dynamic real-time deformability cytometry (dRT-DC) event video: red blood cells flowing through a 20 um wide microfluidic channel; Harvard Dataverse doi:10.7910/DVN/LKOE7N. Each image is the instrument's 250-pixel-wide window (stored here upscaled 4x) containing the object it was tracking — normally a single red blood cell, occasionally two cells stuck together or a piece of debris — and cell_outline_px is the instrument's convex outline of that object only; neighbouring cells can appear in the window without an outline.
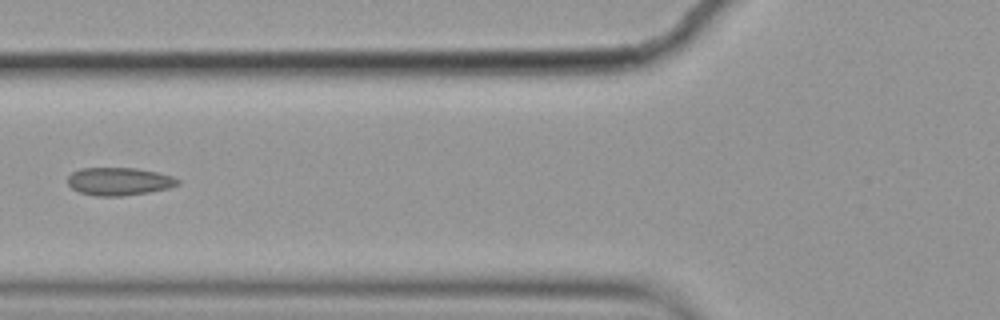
{"species": "common noctule bat (a hibernating species)", "species_latin": "Nyctalus noctula", "temperature_condition": "cold", "stored_images_in_passage": 12, "camera_frame_rate_fps": 3000, "um_per_image_px": 0.085, "animal": {"sex": "female", "body_mass_g": 19.9}, "frame": {"image": 1, "passage_image": 3, "time_ms": 0.667, "image_size_px": [1000, 320], "cell_outline_px": [[180, 184], [168, 188], [148, 192], [120, 196], [96, 196], [80, 192], [72, 188], [68, 184], [68, 176], [72, 172], [80, 168], [136, 168], [156, 172], [172, 176], [180, 180]], "centroid_in_image_um": [10.11, 15.41], "position_along_channel_um": 115.7, "area_um2": 17.8}}
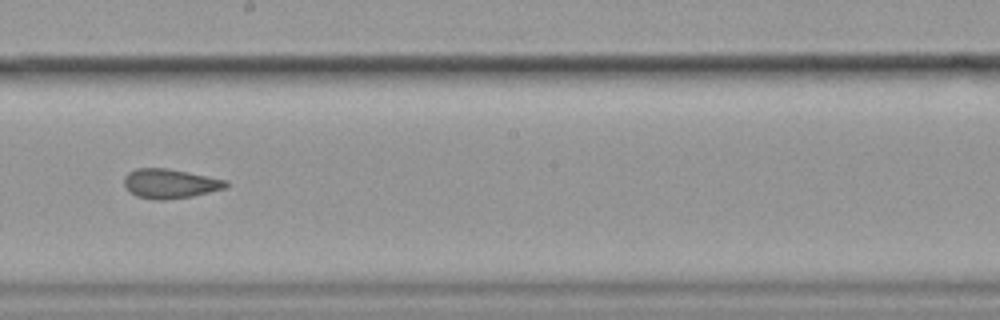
{"frame": {"image": 2, "passage_image": 6, "time_ms": 1.667, "image_size_px": [1000, 320], "cell_outline_px": [[228, 188], [192, 196], [164, 200], [152, 200], [136, 196], [128, 192], [124, 184], [124, 176], [128, 172], [136, 168], [168, 168], [228, 180]], "centroid_in_image_um": [14.44, 15.61], "position_along_channel_um": 233.8, "area_um2": 17.74}}
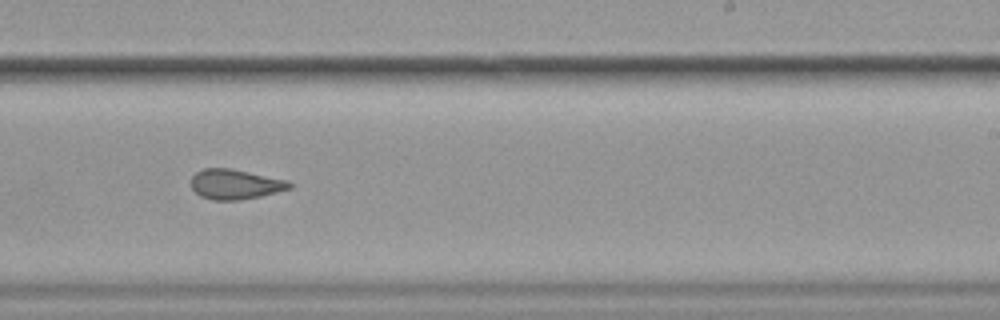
{"frame": {"image": 3, "passage_image": 7, "time_ms": 2.0, "image_size_px": [1000, 320], "cell_outline_px": [[292, 188], [260, 196], [240, 200], [212, 200], [200, 196], [192, 188], [192, 176], [196, 172], [204, 168], [232, 168], [288, 180], [292, 184]], "centroid_in_image_um": [20.0, 15.65], "position_along_channel_um": 269.0, "area_um2": 17.22}}